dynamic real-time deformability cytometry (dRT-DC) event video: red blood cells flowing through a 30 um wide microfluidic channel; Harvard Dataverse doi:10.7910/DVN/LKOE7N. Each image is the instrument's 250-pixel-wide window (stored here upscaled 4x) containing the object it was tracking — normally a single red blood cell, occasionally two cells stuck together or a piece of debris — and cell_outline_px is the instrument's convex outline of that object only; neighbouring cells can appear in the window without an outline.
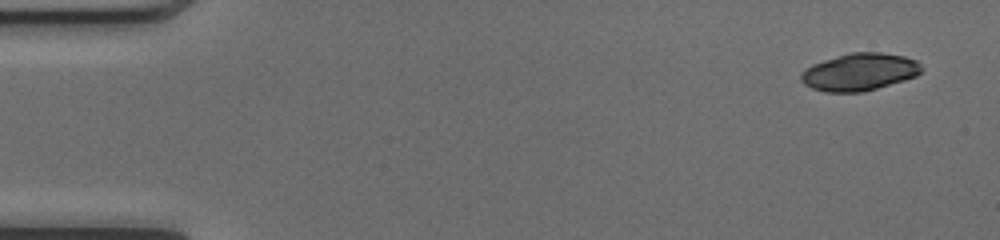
{"species": "common noctule bat (a hibernating species)", "species_latin": "Nyctalus noctula", "temperature_condition": "cold", "stored_images_in_passage": 48, "camera_frame_rate_fps": 3000, "um_per_image_px": 0.085, "animal": {"sex": "female", "body_mass_g": 17.0, "forearm_length_mm": 48.0}, "frame": {"image": 1, "passage_image": 1, "time_ms": 0.0, "image_size_px": [1000, 240], "cell_outline_px": [[924, 68], [916, 76], [904, 80], [864, 92], [824, 92], [812, 88], [804, 84], [800, 80], [800, 76], [804, 68], [812, 64], [848, 52], [880, 52], [904, 56], [916, 60]], "centroid_in_image_um": [73.04, 6.11], "position_along_channel_um": 12.0, "area_um2": 26.41}}
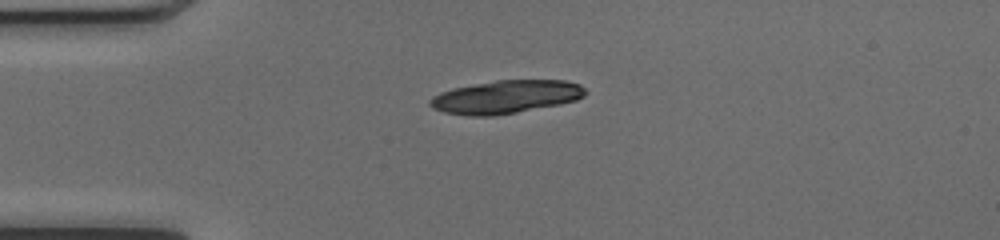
{"frame": {"image": 2, "passage_image": 11, "time_ms": 3.333, "image_size_px": [1000, 240], "cell_outline_px": [[588, 92], [584, 96], [576, 100], [560, 104], [496, 116], [468, 116], [444, 112], [432, 108], [428, 104], [428, 100], [432, 96], [440, 92], [452, 88], [496, 80], [564, 80], [580, 84]], "centroid_in_image_um": [42.97, 8.24], "position_along_channel_um": 42.0, "area_um2": 30.23}}